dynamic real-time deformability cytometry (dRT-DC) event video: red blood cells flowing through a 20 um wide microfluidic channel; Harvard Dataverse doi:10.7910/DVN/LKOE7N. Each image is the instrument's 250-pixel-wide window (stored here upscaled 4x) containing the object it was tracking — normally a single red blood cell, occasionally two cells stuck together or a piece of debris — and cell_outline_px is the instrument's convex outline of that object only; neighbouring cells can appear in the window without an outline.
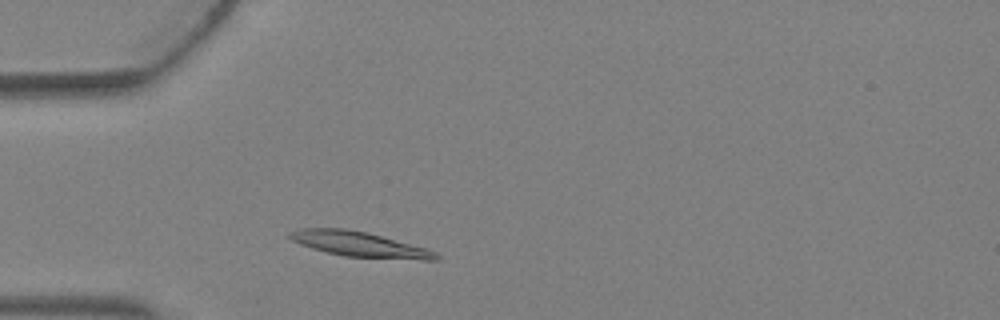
{"species": "Egyptian fruit bat (a non-hibernating species)", "species_latin": "Rousettus aegyptiacus", "temperature_condition": "warm", "stored_images_in_passage": 1, "camera_frame_rate_fps": 3000, "um_per_image_px": 0.085, "animal": {"sex": "female"}, "frame": {"image": 1, "passage_image": 1, "time_ms": 0.0, "image_size_px": [1000, 320], "cell_outline_px": [[440, 260], [424, 260], [344, 256], [312, 248], [300, 244], [292, 240], [288, 236], [288, 232], [300, 228], [344, 228], [368, 232], [428, 248], [436, 252], [440, 256]], "centroid_in_image_um": [30.59, 20.75], "position_along_channel_um": 54.4, "area_um2": 21.5}}